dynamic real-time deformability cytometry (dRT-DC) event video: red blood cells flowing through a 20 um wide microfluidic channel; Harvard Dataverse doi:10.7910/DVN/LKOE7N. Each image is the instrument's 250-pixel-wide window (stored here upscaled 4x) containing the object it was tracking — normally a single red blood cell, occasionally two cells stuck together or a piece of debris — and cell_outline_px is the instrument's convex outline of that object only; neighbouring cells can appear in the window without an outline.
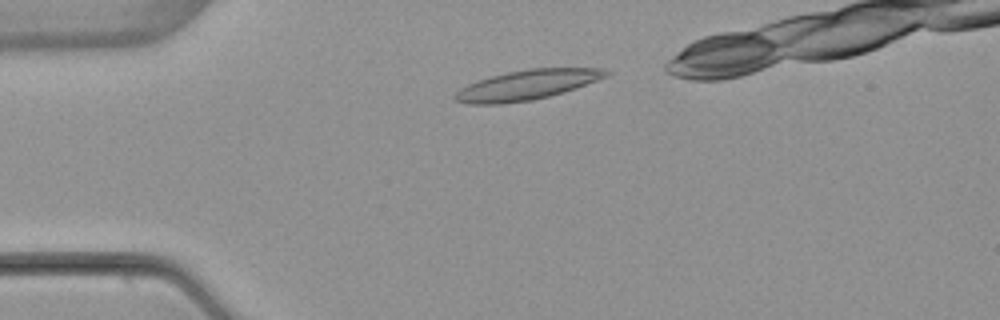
{"species": "common noctule bat (a hibernating species)", "species_latin": "Nyctalus noctula", "temperature_condition": "warm", "stored_images_in_passage": 6, "camera_frame_rate_fps": 3000, "um_per_image_px": 0.085, "animal": {"sex": "female", "body_mass_g": 22.7, "forearm_length_mm": 54.2}, "frame": {"image": 1, "passage_image": 2, "time_ms": 1.0, "image_size_px": [1000, 320], "cell_outline_px": [[612, 72], [608, 76], [576, 88], [564, 92], [532, 100], [504, 104], [468, 104], [456, 100], [452, 96], [460, 88], [468, 84], [492, 76], [508, 72], [528, 68], [604, 68]], "centroid_in_image_um": [44.82, 7.22], "position_along_channel_um": 40.2, "area_um2": 26.24}}
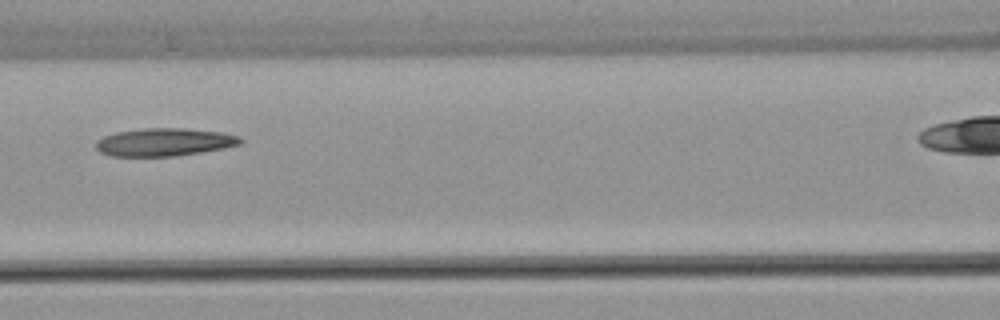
{"frame": {"image": 2, "passage_image": 5, "time_ms": 4.667, "image_size_px": [1000, 320], "cell_outline_px": [[244, 140], [240, 144], [224, 148], [176, 156], [112, 156], [100, 152], [96, 148], [96, 140], [104, 136], [116, 132], [144, 128], [184, 128], [224, 132], [240, 136]], "centroid_in_image_um": [13.99, 12.07], "position_along_channel_um": 152.6, "area_um2": 23.58}}